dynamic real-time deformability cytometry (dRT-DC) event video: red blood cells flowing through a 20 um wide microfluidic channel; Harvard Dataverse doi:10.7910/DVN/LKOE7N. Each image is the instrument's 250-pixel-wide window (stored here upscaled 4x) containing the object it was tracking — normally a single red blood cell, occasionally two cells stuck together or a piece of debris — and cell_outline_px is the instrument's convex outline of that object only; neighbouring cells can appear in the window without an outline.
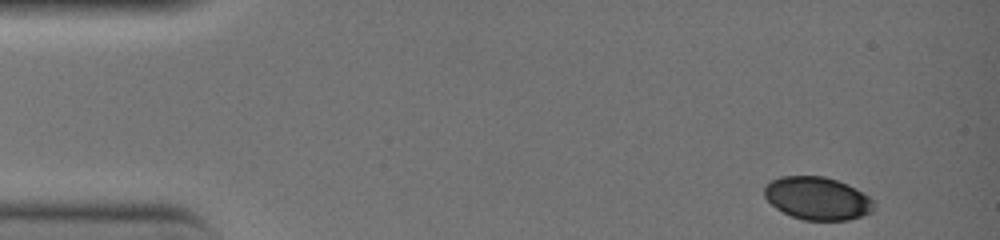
{"species": "common noctule bat (a hibernating species)", "species_latin": "Nyctalus noctula", "temperature_condition": "warm", "stored_images_in_passage": 7, "camera_frame_rate_fps": 3000, "um_per_image_px": 0.085, "animal": {"sex": "female", "body_mass_g": 19.0, "forearm_length_mm": 51.5}, "frame": {"image": 1, "passage_image": 1, "time_ms": 0.0, "image_size_px": [1000, 240], "cell_outline_px": [[876, 208], [872, 212], [864, 216], [848, 220], [804, 220], [792, 216], [776, 208], [764, 196], [764, 188], [772, 180], [780, 176], [824, 176], [848, 184], [856, 188], [868, 196], [876, 204]], "centroid_in_image_um": [69.52, 16.86], "position_along_channel_um": 15.5, "area_um2": 27.46}}